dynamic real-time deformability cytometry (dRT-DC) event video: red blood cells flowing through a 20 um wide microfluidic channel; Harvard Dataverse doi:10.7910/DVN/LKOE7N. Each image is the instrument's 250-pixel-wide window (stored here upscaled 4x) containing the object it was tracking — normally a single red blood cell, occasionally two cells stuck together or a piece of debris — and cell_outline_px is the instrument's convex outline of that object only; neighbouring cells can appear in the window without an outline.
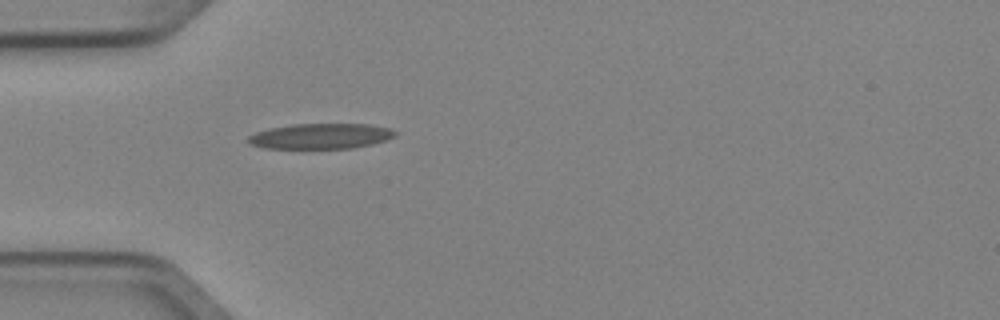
{"species": "Egyptian fruit bat (a non-hibernating species)", "species_latin": "Rousettus aegyptiacus", "temperature_condition": "cold", "stored_images_in_passage": 1, "camera_frame_rate_fps": 3000, "um_per_image_px": 0.085, "animal": {"sex": "female"}, "frame": {"image": 1, "passage_image": 1, "time_ms": 0.0, "image_size_px": [1000, 320], "cell_outline_px": [[396, 136], [372, 144], [352, 148], [264, 148], [248, 144], [248, 136], [256, 132], [268, 128], [292, 124], [368, 124], [392, 128], [396, 132]], "centroid_in_image_um": [27.25, 11.57], "position_along_channel_um": 57.8, "area_um2": 21.79}}